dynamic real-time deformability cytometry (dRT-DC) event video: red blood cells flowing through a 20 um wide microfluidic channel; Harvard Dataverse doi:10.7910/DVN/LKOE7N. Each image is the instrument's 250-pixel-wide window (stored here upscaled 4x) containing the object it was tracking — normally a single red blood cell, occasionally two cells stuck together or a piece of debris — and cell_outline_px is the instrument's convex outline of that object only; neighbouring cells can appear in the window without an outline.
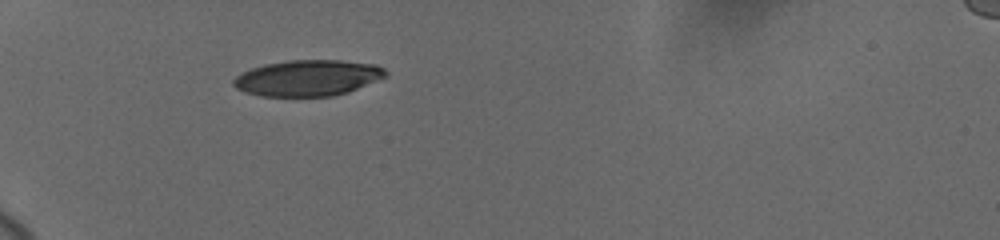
{"species": "human", "species_latin": "Homo sapiens", "temperature_condition": "cold", "stored_images_in_passage": 4, "camera_frame_rate_fps": 3000, "um_per_image_px": 0.085, "donor": {"sex": "female"}, "frame": {"image": 1, "passage_image": 1, "time_ms": 0.0, "image_size_px": [1000, 240], "cell_outline_px": [[388, 76], [348, 92], [332, 96], [260, 96], [244, 92], [236, 88], [232, 84], [232, 80], [236, 76], [252, 68], [264, 64], [288, 60], [340, 60], [376, 64], [384, 68], [388, 72]], "centroid_in_image_um": [26.18, 6.62], "position_along_channel_um": 58.8, "area_um2": 32.08}}
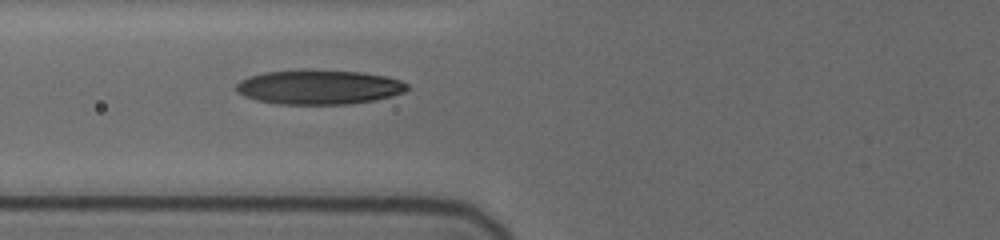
{"frame": {"image": 2, "passage_image": 3, "time_ms": 1.667, "image_size_px": [1000, 240], "cell_outline_px": [[408, 88], [404, 92], [392, 96], [376, 100], [348, 104], [276, 104], [256, 100], [244, 96], [236, 88], [236, 84], [240, 80], [264, 72], [304, 68], [312, 68], [360, 72], [384, 76], [400, 80], [408, 84]], "centroid_in_image_um": [27.11, 7.38], "position_along_channel_um": 98.7, "area_um2": 34.8}}
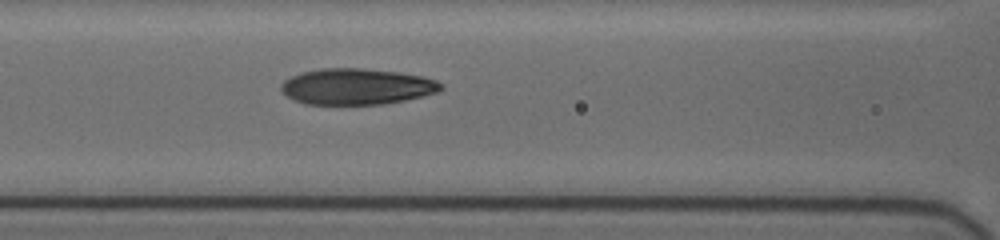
{"frame": {"image": 3, "passage_image": 4, "time_ms": 2.667, "image_size_px": [1000, 240], "cell_outline_px": [[444, 88], [436, 92], [424, 96], [384, 104], [304, 104], [292, 100], [280, 88], [280, 84], [284, 80], [300, 72], [320, 68], [364, 68], [400, 72], [420, 76], [436, 80], [444, 84]], "centroid_in_image_um": [30.31, 7.35], "position_along_channel_um": 136.3, "area_um2": 33.81}}